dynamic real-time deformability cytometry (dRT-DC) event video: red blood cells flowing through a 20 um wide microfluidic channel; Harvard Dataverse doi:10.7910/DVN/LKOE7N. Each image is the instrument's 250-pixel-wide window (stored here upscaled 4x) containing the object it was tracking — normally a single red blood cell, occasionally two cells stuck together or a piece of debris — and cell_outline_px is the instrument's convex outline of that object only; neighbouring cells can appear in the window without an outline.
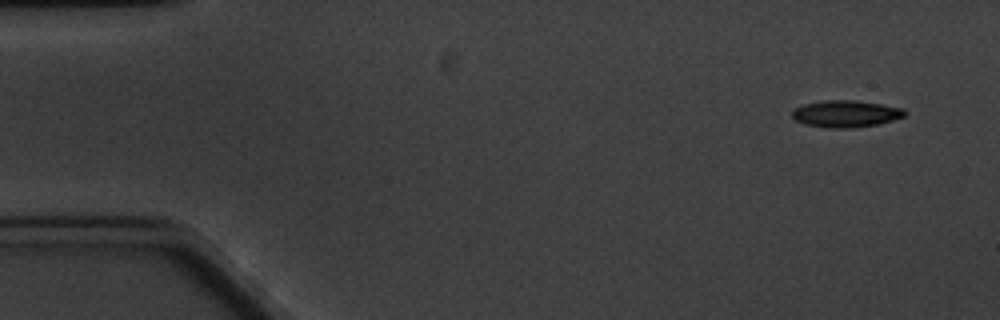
{"species": "common noctule bat (a hibernating species)", "species_latin": "Nyctalus noctula", "temperature_condition": "cold", "stored_images_in_passage": 6, "camera_frame_rate_fps": 3000, "um_per_image_px": 0.085, "animal": {"sex": "male", "body_mass_g": 20.1, "forearm_length_mm": 53.5}, "frame": {"image": 1, "passage_image": 1, "time_ms": 0.0, "image_size_px": [1000, 320], "cell_outline_px": [[908, 112], [904, 116], [892, 120], [876, 124], [852, 128], [832, 128], [804, 124], [796, 120], [792, 116], [792, 108], [804, 104], [820, 100], [856, 100], [904, 108]], "centroid_in_image_um": [71.87, 9.66], "position_along_channel_um": 13.1, "area_um2": 17.69}}
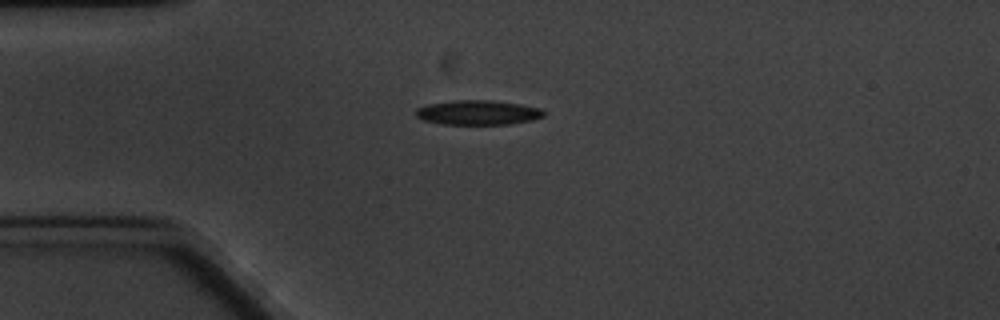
{"frame": {"image": 2, "passage_image": 4, "time_ms": 3.667, "image_size_px": [1000, 320], "cell_outline_px": [[548, 112], [544, 116], [532, 120], [508, 124], [444, 124], [424, 120], [416, 116], [416, 108], [428, 104], [456, 100], [492, 100], [520, 104], [540, 108]], "centroid_in_image_um": [40.66, 9.56], "position_along_channel_um": 44.3, "area_um2": 18.32}}